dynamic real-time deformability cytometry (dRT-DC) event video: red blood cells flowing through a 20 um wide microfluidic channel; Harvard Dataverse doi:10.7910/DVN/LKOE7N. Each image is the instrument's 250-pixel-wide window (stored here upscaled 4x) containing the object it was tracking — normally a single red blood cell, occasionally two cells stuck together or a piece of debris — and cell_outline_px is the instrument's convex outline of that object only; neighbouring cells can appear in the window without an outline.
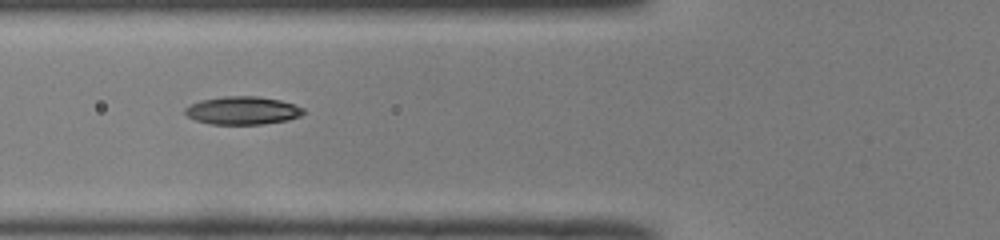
{"species": "common noctule bat (a hibernating species)", "species_latin": "Nyctalus noctula", "temperature_condition": "room temperature", "stored_images_in_passage": 35, "camera_frame_rate_fps": 3000, "um_per_image_px": 0.085, "animal": {"sex": "male", "body_mass_g": 19.0, "forearm_length_mm": 50.8}, "frame": {"image": 1, "passage_image": 3, "time_ms": 0.667, "image_size_px": [1000, 240], "cell_outline_px": [[304, 112], [300, 116], [288, 120], [260, 124], [212, 124], [196, 120], [188, 116], [184, 112], [184, 108], [188, 104], [200, 100], [224, 96], [256, 96], [280, 100], [304, 108]], "centroid_in_image_um": [20.58, 9.38], "position_along_channel_um": 105.2, "area_um2": 19.31}}
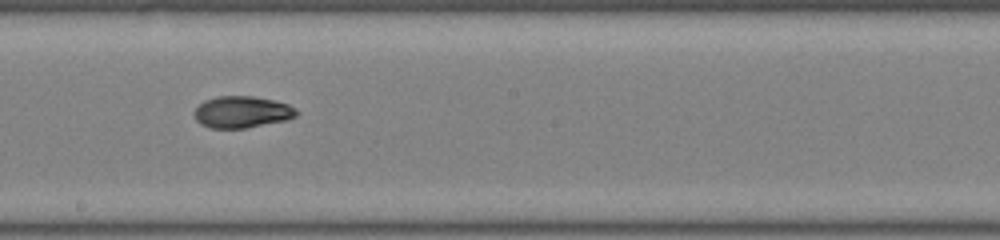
{"frame": {"image": 2, "passage_image": 12, "time_ms": 3.667, "image_size_px": [1000, 240], "cell_outline_px": [[300, 112], [296, 116], [288, 120], [244, 128], [212, 128], [200, 124], [196, 120], [192, 112], [204, 100], [216, 96], [252, 96], [272, 100], [288, 104], [296, 108]], "centroid_in_image_um": [20.57, 9.52], "position_along_channel_um": 227.6, "area_um2": 19.02}}
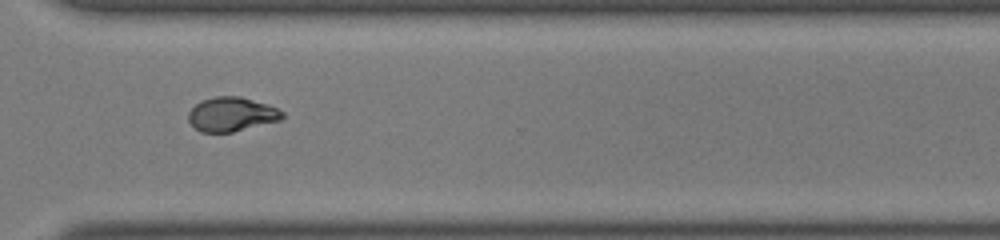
{"frame": {"image": 3, "passage_image": 21, "time_ms": 6.667, "image_size_px": [1000, 240], "cell_outline_px": [[284, 116], [280, 120], [232, 132], [200, 132], [188, 120], [188, 112], [200, 100], [216, 96], [240, 96], [276, 108], [284, 112]], "centroid_in_image_um": [19.65, 9.71], "position_along_channel_um": 350.9, "area_um2": 18.5}}